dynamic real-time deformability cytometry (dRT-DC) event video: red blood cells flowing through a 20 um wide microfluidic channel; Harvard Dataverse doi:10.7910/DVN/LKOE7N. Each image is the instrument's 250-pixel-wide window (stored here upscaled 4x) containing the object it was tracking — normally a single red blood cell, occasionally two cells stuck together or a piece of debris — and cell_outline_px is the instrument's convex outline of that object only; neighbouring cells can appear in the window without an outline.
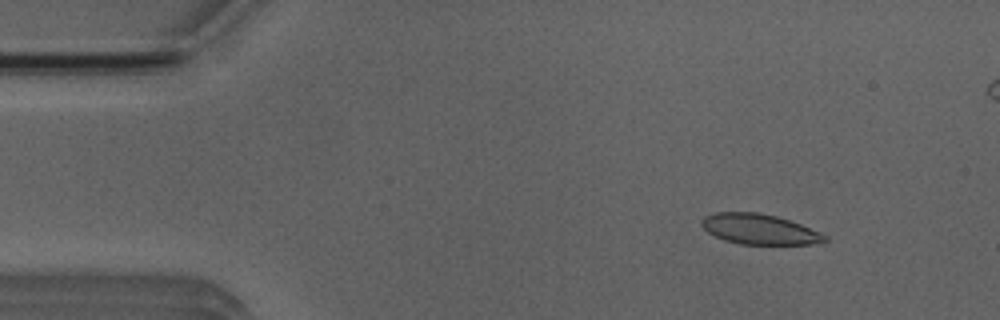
{"species": "Egyptian fruit bat (a non-hibernating species)", "species_latin": "Rousettus aegyptiacus", "temperature_condition": "room temperature", "stored_images_in_passage": 4, "camera_frame_rate_fps": 3000, "um_per_image_px": 0.085, "animal": {"sex": "male"}, "frame": {"image": 1, "passage_image": 1, "time_ms": 0.0, "image_size_px": [1000, 320], "cell_outline_px": [[828, 240], [824, 244], [740, 244], [724, 240], [708, 232], [700, 224], [700, 220], [704, 216], [716, 212], [756, 212], [776, 216], [800, 224], [820, 232], [828, 236]], "centroid_in_image_um": [64.57, 19.49], "position_along_channel_um": 20.4, "area_um2": 21.85}}